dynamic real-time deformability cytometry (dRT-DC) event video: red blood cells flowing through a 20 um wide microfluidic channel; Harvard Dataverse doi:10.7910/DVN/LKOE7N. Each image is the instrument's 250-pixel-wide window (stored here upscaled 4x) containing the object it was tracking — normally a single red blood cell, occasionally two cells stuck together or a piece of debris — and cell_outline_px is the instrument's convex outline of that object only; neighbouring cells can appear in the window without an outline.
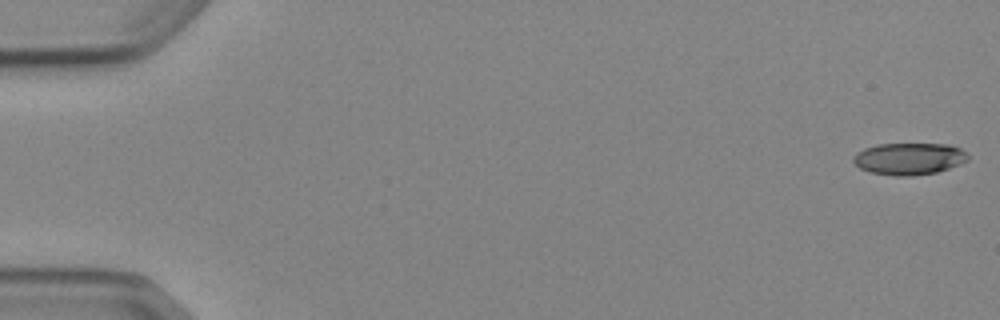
{"species": "Egyptian fruit bat (a non-hibernating species)", "species_latin": "Rousettus aegyptiacus", "temperature_condition": "cold", "stored_images_in_passage": 7, "camera_frame_rate_fps": 3000, "um_per_image_px": 0.085, "animal": {"sex": "female"}, "frame": {"image": 1, "passage_image": 1, "time_ms": 0.0, "image_size_px": [1000, 320], "cell_outline_px": [[968, 160], [960, 164], [936, 172], [912, 176], [892, 176], [868, 172], [860, 168], [852, 160], [852, 156], [856, 152], [864, 148], [876, 144], [948, 144], [960, 148], [968, 156]], "centroid_in_image_um": [77.22, 13.49], "position_along_channel_um": 7.8, "area_um2": 21.44}}
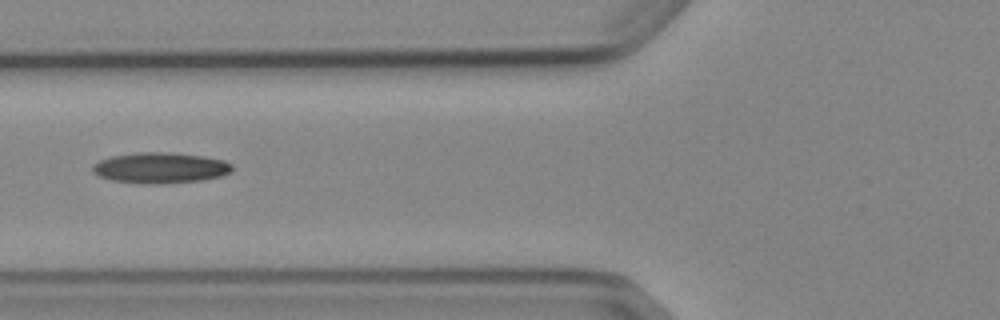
{"frame": {"image": 2, "passage_image": 6, "time_ms": 6.667, "image_size_px": [1000, 320], "cell_outline_px": [[232, 172], [220, 176], [204, 180], [156, 184], [140, 184], [112, 180], [100, 176], [92, 172], [92, 164], [100, 160], [112, 156], [136, 152], [164, 152], [204, 156], [224, 160], [232, 164]], "centroid_in_image_um": [13.62, 14.27], "position_along_channel_um": 112.2, "area_um2": 25.14}}
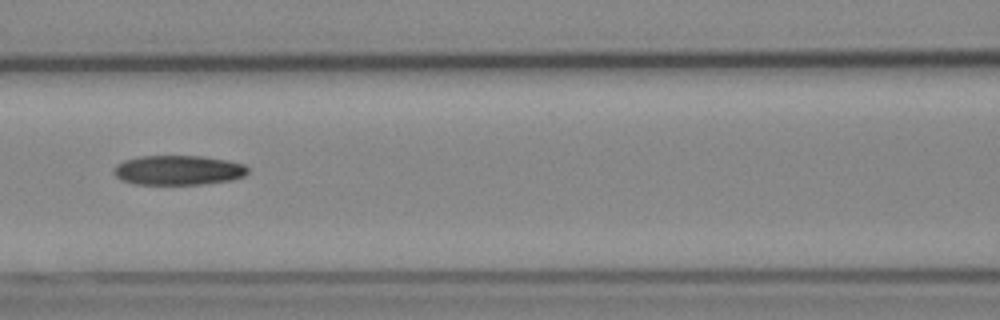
{"frame": {"image": 3, "passage_image": 7, "time_ms": 7.667, "image_size_px": [1000, 320], "cell_outline_px": [[248, 172], [244, 176], [232, 180], [204, 184], [136, 184], [120, 180], [112, 172], [112, 168], [116, 164], [124, 160], [140, 156], [200, 156], [228, 160], [244, 164], [248, 168]], "centroid_in_image_um": [15.13, 14.46], "position_along_channel_um": 151.5, "area_um2": 23.35}}